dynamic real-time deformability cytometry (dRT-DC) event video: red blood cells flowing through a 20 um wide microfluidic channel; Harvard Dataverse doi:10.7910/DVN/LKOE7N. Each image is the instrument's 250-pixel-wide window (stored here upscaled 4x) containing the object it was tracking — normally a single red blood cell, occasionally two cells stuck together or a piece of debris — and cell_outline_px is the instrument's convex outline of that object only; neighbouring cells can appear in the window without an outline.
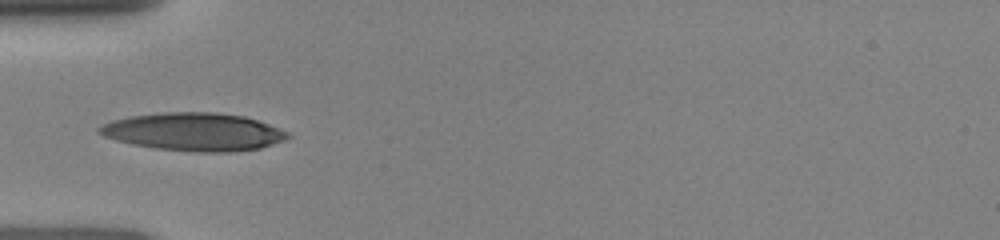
{"species": "human", "species_latin": "Homo sapiens", "temperature_condition": "room temperature", "stored_images_in_passage": 5, "camera_frame_rate_fps": 3000, "um_per_image_px": 0.085, "donor": {"sex": "female"}, "frame": {"image": 1, "passage_image": 5, "time_ms": 4.667, "image_size_px": [1000, 240], "cell_outline_px": [[292, 136], [284, 140], [260, 148], [232, 152], [200, 152], [156, 148], [132, 144], [116, 140], [104, 136], [96, 132], [96, 128], [100, 124], [112, 120], [128, 116], [160, 112], [216, 112], [244, 116], [268, 124], [288, 132]], "centroid_in_image_um": [16.43, 11.19], "position_along_channel_um": 68.6, "area_um2": 41.79}}